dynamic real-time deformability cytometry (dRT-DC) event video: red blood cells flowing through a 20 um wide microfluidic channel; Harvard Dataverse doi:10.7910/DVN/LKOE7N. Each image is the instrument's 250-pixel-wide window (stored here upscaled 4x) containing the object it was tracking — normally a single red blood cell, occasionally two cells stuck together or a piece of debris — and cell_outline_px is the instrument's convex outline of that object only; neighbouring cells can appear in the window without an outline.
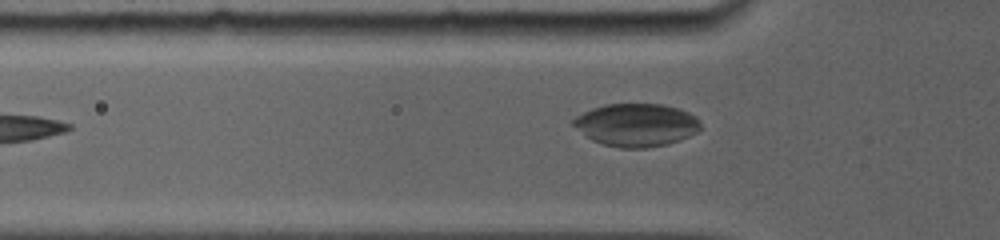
{"species": "common noctule bat (a hibernating species)", "species_latin": "Nyctalus noctula", "temperature_condition": "room temperature", "stored_images_in_passage": 35, "camera_frame_rate_fps": 5000, "um_per_image_px": 0.085, "animal": {"sex": "female", "body_mass_g": 19.0, "forearm_length_mm": 56.7}, "frame": {"image": 1, "passage_image": 10, "time_ms": 1.8, "image_size_px": [1000, 240], "cell_outline_px": [[700, 128], [696, 132], [680, 140], [668, 144], [648, 148], [620, 148], [604, 144], [592, 140], [572, 124], [572, 120], [576, 116], [592, 108], [604, 104], [664, 104], [680, 108], [696, 116], [700, 120]], "centroid_in_image_um": [54.11, 10.61], "position_along_channel_um": 71.7, "area_um2": 31.85}}
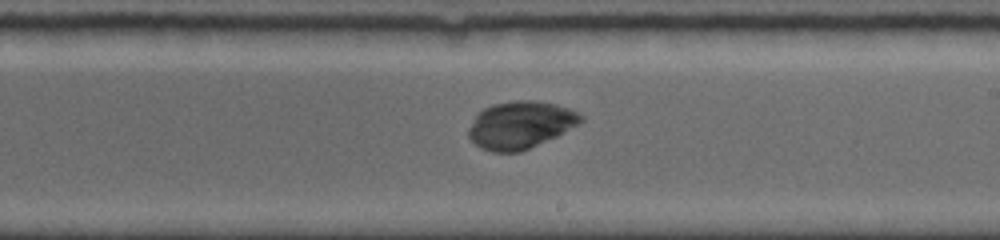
{"frame": {"image": 2, "passage_image": 20, "time_ms": 6.2, "image_size_px": [1000, 240], "cell_outline_px": [[584, 120], [580, 124], [556, 136], [520, 152], [492, 152], [480, 148], [468, 136], [468, 128], [476, 116], [484, 108], [492, 104], [512, 100], [532, 100], [556, 104], [568, 108], [584, 116]], "centroid_in_image_um": [44.24, 10.61], "position_along_channel_um": 244.8, "area_um2": 30.92}}
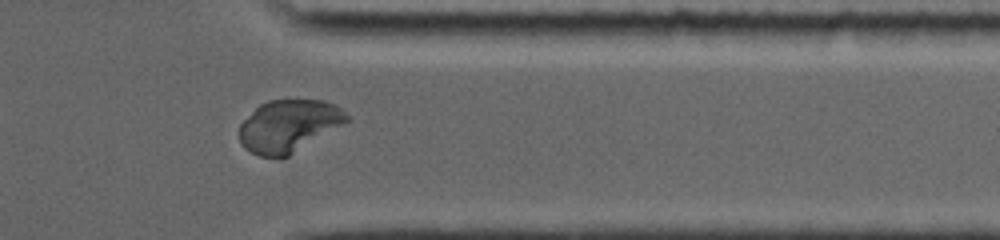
{"frame": {"image": 3, "passage_image": 33, "time_ms": 9.8, "image_size_px": [1000, 240], "cell_outline_px": [[348, 120], [344, 124], [288, 156], [280, 160], [260, 156], [244, 148], [240, 144], [240, 124], [260, 104], [268, 100], [324, 100], [336, 104], [348, 116]], "centroid_in_image_um": [24.53, 10.72], "position_along_channel_um": 386.9, "area_um2": 32.71}}